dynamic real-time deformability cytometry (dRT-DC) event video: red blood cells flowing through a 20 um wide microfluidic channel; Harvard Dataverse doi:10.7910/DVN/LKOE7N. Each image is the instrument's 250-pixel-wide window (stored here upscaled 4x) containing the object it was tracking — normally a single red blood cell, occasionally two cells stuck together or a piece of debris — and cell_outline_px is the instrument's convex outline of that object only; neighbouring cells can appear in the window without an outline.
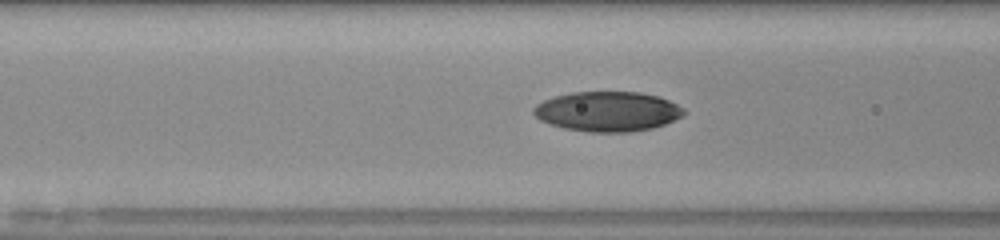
{"species": "human", "species_latin": "Homo sapiens", "temperature_condition": "room temperature", "stored_images_in_passage": 43, "camera_frame_rate_fps": 3000, "um_per_image_px": 0.085, "donor": {"sex": "male"}, "frame": {"image": 1, "passage_image": 19, "time_ms": 6.0, "image_size_px": [1000, 240], "cell_outline_px": [[688, 112], [684, 116], [664, 124], [652, 128], [628, 132], [588, 132], [564, 128], [548, 124], [540, 120], [532, 112], [532, 108], [536, 104], [544, 100], [556, 96], [572, 92], [640, 92], [660, 96], [684, 108]], "centroid_in_image_um": [51.65, 9.47], "position_along_channel_um": 114.9, "area_um2": 35.14}, "authors_computed_cell_mechanics": {"area_um2": 34.102, "velocity_mm_per_s": 4.0528, "shape_relaxation_time_tau1_ms": null, "shape_relaxation_time_tau2_ms": 6.7085, "deformation_change_tau1": null, "deformation_change_tau2": 0.0606}}